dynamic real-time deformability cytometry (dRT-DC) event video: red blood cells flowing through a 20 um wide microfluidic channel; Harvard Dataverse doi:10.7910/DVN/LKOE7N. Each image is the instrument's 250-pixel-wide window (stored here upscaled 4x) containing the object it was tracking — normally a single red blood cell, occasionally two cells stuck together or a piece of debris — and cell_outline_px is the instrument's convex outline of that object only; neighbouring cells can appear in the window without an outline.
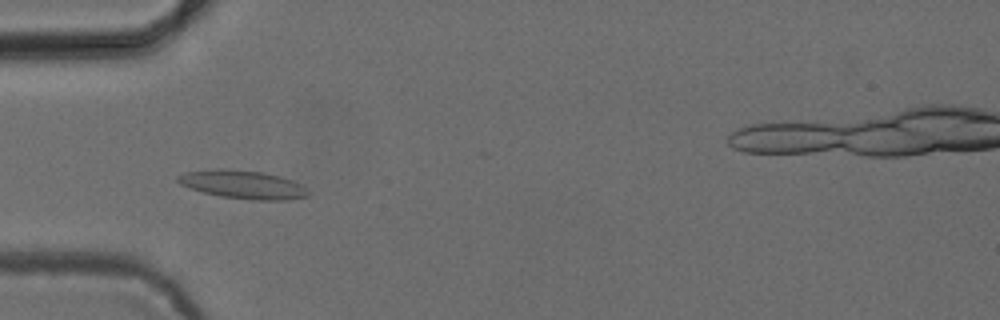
{"species": "common noctule bat (a hibernating species)", "species_latin": "Nyctalus noctula", "temperature_condition": "cold", "stored_images_in_passage": 54, "camera_frame_rate_fps": 3000, "um_per_image_px": 0.085, "animal": {"sex": "female", "body_mass_g": 24.6, "forearm_length_mm": 56.2}, "frame": {"image": 1, "passage_image": 17, "time_ms": 5.333, "image_size_px": [1000, 320], "cell_outline_px": [[308, 196], [288, 200], [252, 200], [220, 196], [204, 192], [180, 184], [176, 180], [176, 176], [188, 172], [220, 168], [264, 172], [280, 176], [292, 180], [308, 188]], "centroid_in_image_um": [20.68, 15.69], "position_along_channel_um": 64.3, "area_um2": 21.44}}
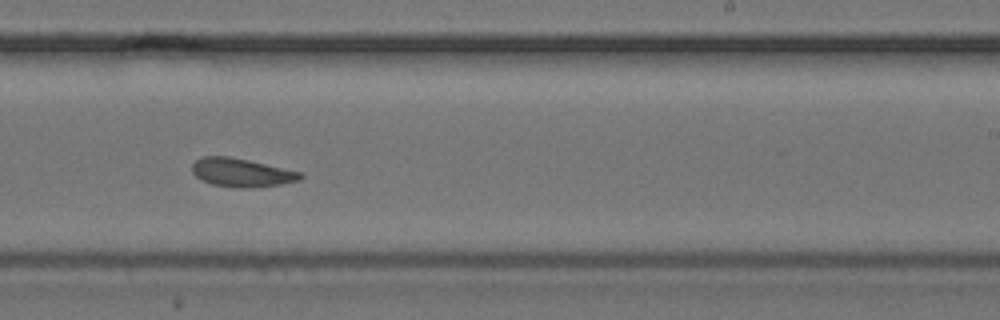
{"frame": {"image": 2, "passage_image": 33, "time_ms": 10.667, "image_size_px": [1000, 320], "cell_outline_px": [[304, 176], [300, 180], [280, 184], [244, 188], [236, 188], [212, 184], [200, 180], [192, 172], [192, 164], [196, 160], [204, 156], [228, 156], [248, 160], [304, 172]], "centroid_in_image_um": [20.54, 14.67], "position_along_channel_um": 268.5, "area_um2": 18.03}}
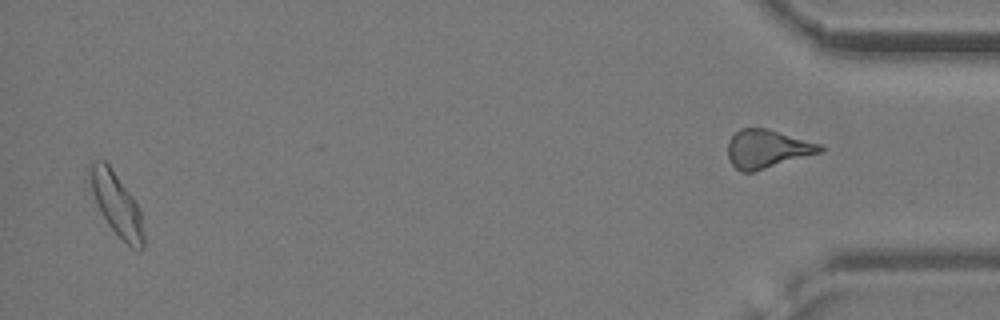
{"frame": {"image": 3, "passage_image": 52, "time_ms": 17.0, "image_size_px": [1000, 320], "cell_outline_px": [[144, 248], [140, 252], [136, 252], [108, 224], [100, 212], [84, 180], [88, 168], [92, 160], [104, 160], [108, 164], [132, 196], [140, 212], [144, 236]], "centroid_in_image_um": [9.82, 17.31], "position_along_channel_um": 425.4, "area_um2": 20.11}, "authors_computed_cell_mechanics": {"area_um2": 18.5249, "velocity_mm_per_s": 3.8568, "shape_relaxation_time_tau1_ms": null, "shape_relaxation_time_tau2_ms": 2.363, "deformation_change_tau1": null, "deformation_change_tau2": 0.0916}}